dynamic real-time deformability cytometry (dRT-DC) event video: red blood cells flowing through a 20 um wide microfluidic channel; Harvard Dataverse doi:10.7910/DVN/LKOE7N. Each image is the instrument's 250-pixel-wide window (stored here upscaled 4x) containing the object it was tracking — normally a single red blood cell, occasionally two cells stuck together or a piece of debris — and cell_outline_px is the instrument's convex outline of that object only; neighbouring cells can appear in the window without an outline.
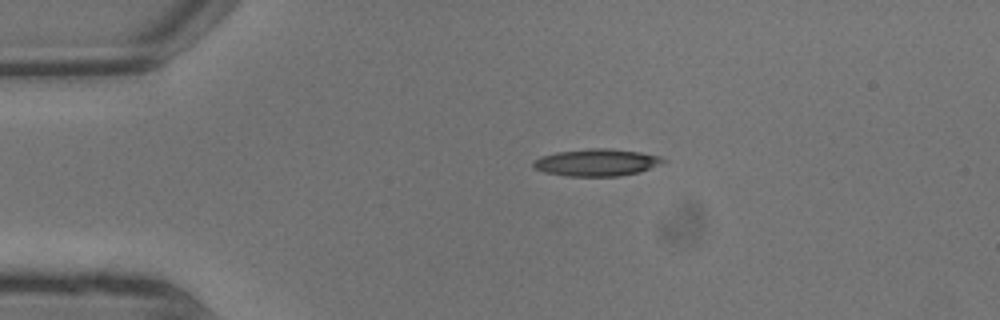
{"species": "common noctule bat (a hibernating species)", "species_latin": "Nyctalus noctula", "temperature_condition": "warm", "stored_images_in_passage": 5, "camera_frame_rate_fps": 3000, "um_per_image_px": 0.085, "animal": {"sex": "male", "body_mass_g": 13.3}, "frame": {"image": 1, "passage_image": 1, "time_ms": 0.0, "image_size_px": [1000, 320], "cell_outline_px": [[668, 160], [660, 164], [640, 172], [620, 176], [568, 176], [544, 172], [532, 168], [532, 160], [540, 156], [556, 152], [588, 148], [608, 148], [640, 152], [660, 156]], "centroid_in_image_um": [50.68, 13.8], "position_along_channel_um": 34.3, "area_um2": 20.75}}
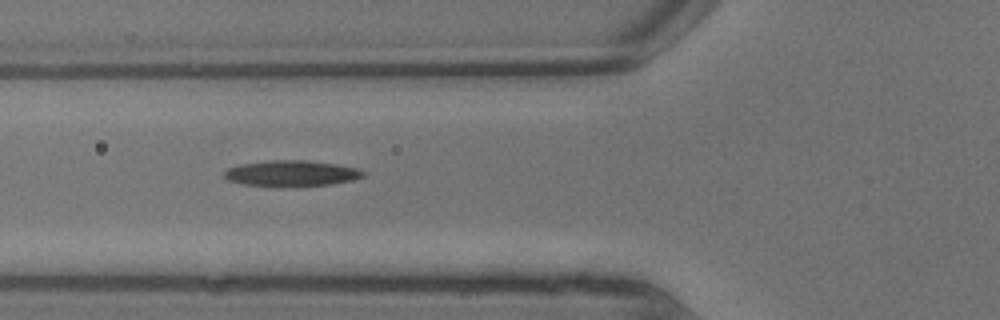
{"frame": {"image": 2, "passage_image": 4, "time_ms": 1.0, "image_size_px": [1000, 320], "cell_outline_px": [[364, 176], [352, 180], [332, 184], [280, 188], [244, 184], [228, 180], [224, 176], [224, 172], [228, 168], [240, 164], [268, 160], [308, 160], [336, 164], [360, 168], [364, 172]], "centroid_in_image_um": [24.77, 14.75], "position_along_channel_um": 101.0, "area_um2": 21.39}}
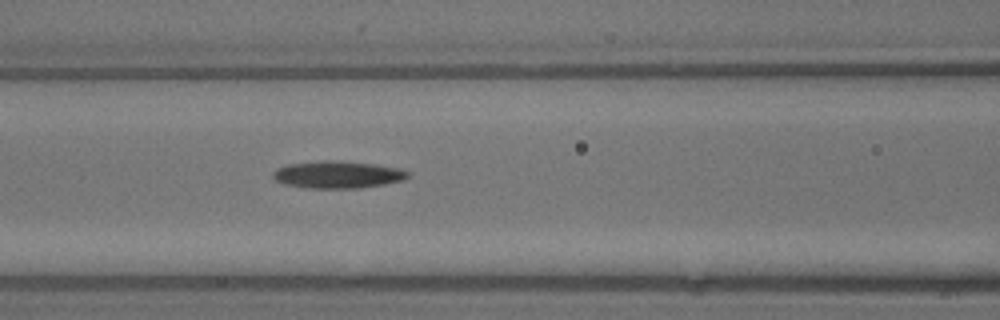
{"frame": {"image": 3, "passage_image": 5, "time_ms": 1.333, "image_size_px": [1000, 320], "cell_outline_px": [[408, 176], [404, 180], [384, 184], [360, 188], [308, 188], [284, 184], [276, 180], [272, 176], [272, 172], [276, 168], [288, 164], [320, 160], [332, 160], [376, 164], [400, 168], [408, 172]], "centroid_in_image_um": [28.68, 14.84], "position_along_channel_um": 137.9, "area_um2": 21.5}}